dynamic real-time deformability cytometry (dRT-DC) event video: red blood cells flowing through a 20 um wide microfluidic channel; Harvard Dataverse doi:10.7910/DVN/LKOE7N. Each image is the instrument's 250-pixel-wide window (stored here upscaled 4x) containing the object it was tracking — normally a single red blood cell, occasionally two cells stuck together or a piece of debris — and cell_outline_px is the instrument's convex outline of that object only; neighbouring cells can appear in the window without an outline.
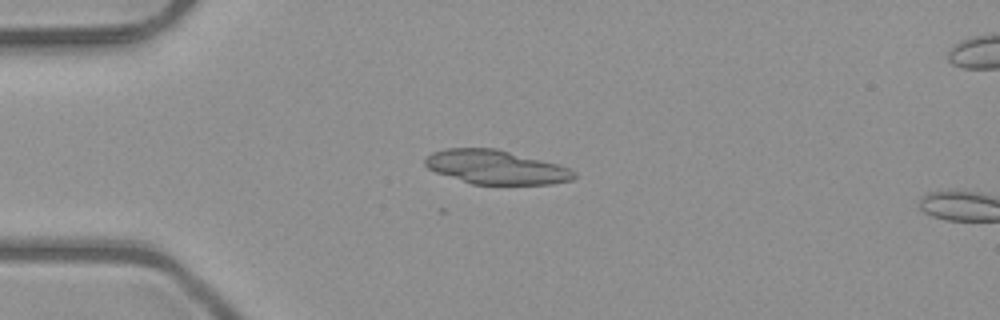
{"species": "common noctule bat (a hibernating species)", "species_latin": "Nyctalus noctula", "temperature_condition": "room temperature", "stored_images_in_passage": 13, "camera_frame_rate_fps": 3000, "um_per_image_px": 0.085, "animal": {"sex": "male", "body_mass_g": 23.1, "forearm_length_mm": 52.7}, "frame": {"image": 1, "passage_image": 13, "time_ms": 4.0, "image_size_px": [1000, 320], "cell_outline_px": [[576, 176], [572, 180], [552, 184], [472, 184], [436, 172], [428, 168], [424, 164], [424, 160], [432, 152], [444, 148], [496, 148], [556, 164], [568, 168], [576, 172]], "centroid_in_image_um": [42.13, 14.21], "position_along_channel_um": 42.9, "area_um2": 29.25}}